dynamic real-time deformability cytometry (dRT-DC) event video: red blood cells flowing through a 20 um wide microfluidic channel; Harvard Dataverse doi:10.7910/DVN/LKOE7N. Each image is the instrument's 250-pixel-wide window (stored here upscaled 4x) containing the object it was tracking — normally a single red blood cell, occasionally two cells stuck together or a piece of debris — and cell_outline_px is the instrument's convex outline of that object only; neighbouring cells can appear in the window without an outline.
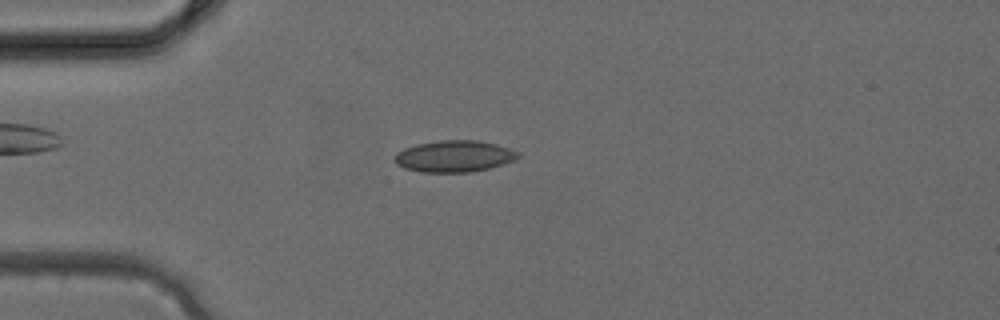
{"species": "common noctule bat (a hibernating species)", "species_latin": "Nyctalus noctula", "temperature_condition": "cold", "stored_images_in_passage": 1, "camera_frame_rate_fps": 3000, "um_per_image_px": 0.085, "animal": {"sex": "female", "body_mass_g": 24.6, "forearm_length_mm": 56.2}, "frame": {"image": 1, "passage_image": 1, "time_ms": 0.0, "image_size_px": [1000, 320], "cell_outline_px": [[520, 156], [516, 160], [488, 168], [468, 172], [420, 172], [404, 168], [396, 164], [396, 152], [404, 148], [416, 144], [440, 140], [476, 140], [496, 144], [520, 152]], "centroid_in_image_um": [38.61, 13.27], "position_along_channel_um": 46.4, "area_um2": 22.66}}